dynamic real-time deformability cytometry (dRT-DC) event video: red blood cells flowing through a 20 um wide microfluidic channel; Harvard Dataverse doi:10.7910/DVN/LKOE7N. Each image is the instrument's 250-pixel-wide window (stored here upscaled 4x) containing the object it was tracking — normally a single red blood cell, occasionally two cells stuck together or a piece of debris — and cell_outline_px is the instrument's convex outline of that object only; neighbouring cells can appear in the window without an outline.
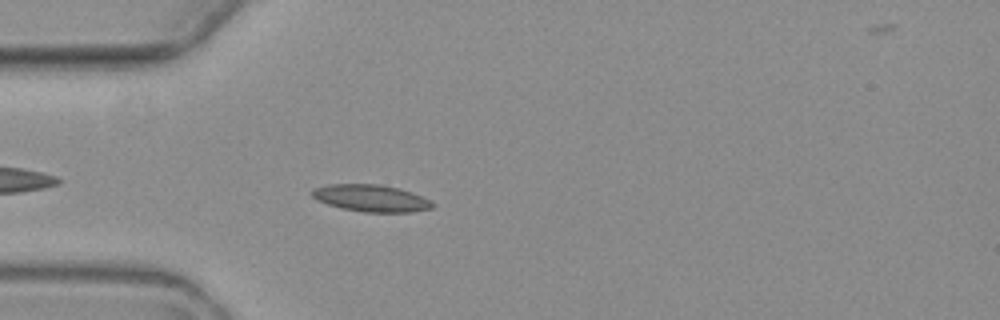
{"species": "common noctule bat (a hibernating species)", "species_latin": "Nyctalus noctula", "temperature_condition": "warm", "stored_images_in_passage": 4, "camera_frame_rate_fps": 3000, "um_per_image_px": 0.085, "animal": {"sex": "female", "body_mass_g": 19.3, "forearm_length_mm": 54.1}, "frame": {"image": 1, "passage_image": 4, "time_ms": 3.667, "image_size_px": [1000, 320], "cell_outline_px": [[436, 204], [432, 208], [412, 212], [364, 212], [340, 208], [316, 200], [312, 196], [312, 188], [328, 184], [380, 184], [412, 192], [432, 200]], "centroid_in_image_um": [31.55, 16.84], "position_along_channel_um": 53.5, "area_um2": 19.07}}